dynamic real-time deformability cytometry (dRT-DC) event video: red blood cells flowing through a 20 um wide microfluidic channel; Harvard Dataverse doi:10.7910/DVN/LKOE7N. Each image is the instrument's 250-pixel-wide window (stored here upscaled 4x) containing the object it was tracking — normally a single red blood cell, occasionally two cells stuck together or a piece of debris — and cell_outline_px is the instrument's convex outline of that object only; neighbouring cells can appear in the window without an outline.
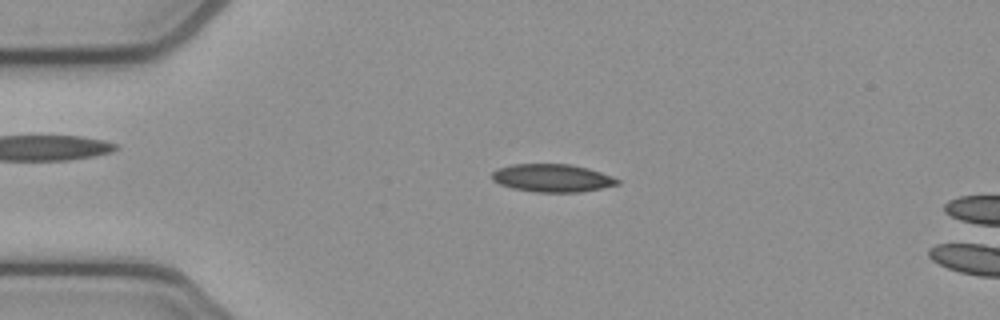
{"species": "common noctule bat (a hibernating species)", "species_latin": "Nyctalus noctula", "temperature_condition": "cold", "stored_images_in_passage": 44, "camera_frame_rate_fps": 3000, "um_per_image_px": 0.085, "animal": {"sex": "female", "body_mass_g": 21.9}, "frame": {"image": 1, "passage_image": 3, "time_ms": 0.667, "image_size_px": [1000, 320], "cell_outline_px": [[620, 184], [580, 192], [536, 192], [512, 188], [500, 184], [492, 180], [492, 172], [496, 168], [512, 164], [572, 164], [588, 168], [612, 176], [620, 180]], "centroid_in_image_um": [46.93, 15.12], "position_along_channel_um": 38.1, "area_um2": 20.46}}
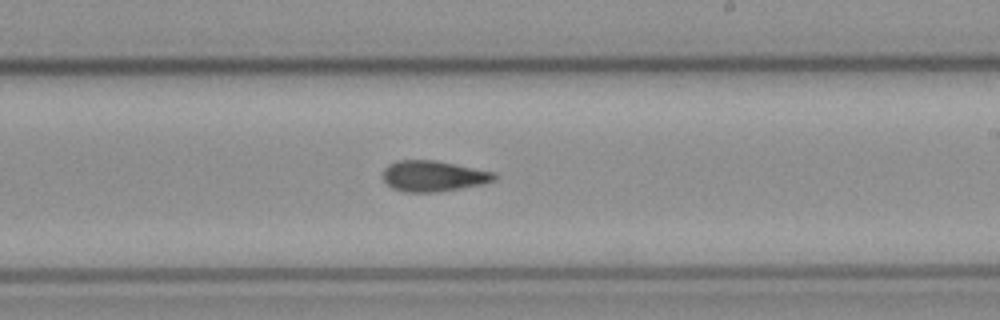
{"frame": {"image": 2, "passage_image": 22, "time_ms": 7.0, "image_size_px": [1000, 320], "cell_outline_px": [[496, 180], [484, 184], [436, 192], [404, 192], [392, 188], [384, 180], [384, 168], [388, 164], [396, 160], [436, 160], [496, 172]], "centroid_in_image_um": [36.85, 14.96], "position_along_channel_um": 252.1, "area_um2": 20.11}}
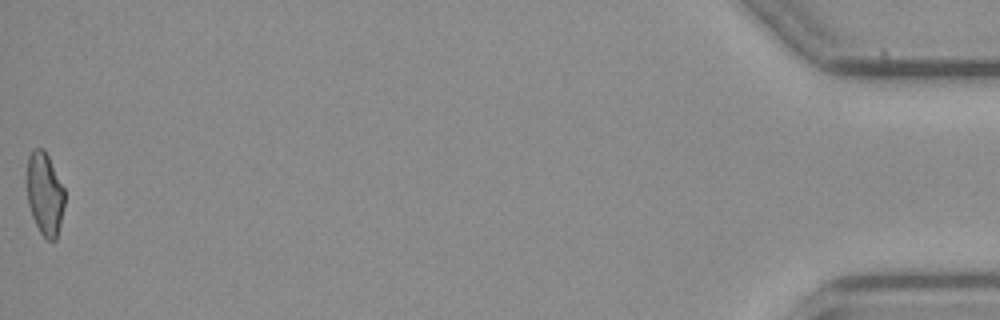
{"frame": {"image": 3, "passage_image": 44, "time_ms": 14.333, "image_size_px": [1000, 320], "cell_outline_px": [[64, 204], [60, 224], [56, 240], [48, 240], [40, 232], [32, 216], [28, 204], [28, 156], [32, 148], [44, 148], [64, 188]], "centroid_in_image_um": [3.81, 16.46], "position_along_channel_um": 431.4, "area_um2": 17.92}, "authors_computed_cell_mechanics": {"area_um2": 19.8254, "velocity_mm_per_s": 3.8608, "shape_relaxation_time_tau1_ms": null, "shape_relaxation_time_tau2_ms": 3.857, "deformation_change_tau1": null, "deformation_change_tau2": 0.1065}}